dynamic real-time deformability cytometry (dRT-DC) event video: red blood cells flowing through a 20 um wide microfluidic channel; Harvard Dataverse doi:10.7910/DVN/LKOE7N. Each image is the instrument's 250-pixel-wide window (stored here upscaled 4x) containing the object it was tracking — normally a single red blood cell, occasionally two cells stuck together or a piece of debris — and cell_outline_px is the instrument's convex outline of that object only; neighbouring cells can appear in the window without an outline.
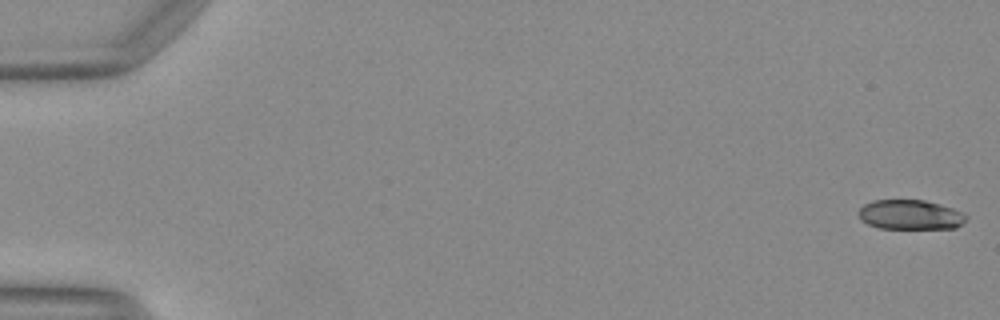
{"species": "Egyptian fruit bat (a non-hibernating species)", "species_latin": "Rousettus aegyptiacus", "temperature_condition": "warm", "stored_images_in_passage": 14, "camera_frame_rate_fps": 3000, "um_per_image_px": 0.085, "animal": {"sex": "female"}, "frame": {"image": 1, "passage_image": 1, "time_ms": 0.0, "image_size_px": [1000, 320], "cell_outline_px": [[968, 216], [956, 228], [880, 228], [868, 224], [860, 220], [856, 212], [864, 204], [872, 200], [924, 200], [940, 204], [952, 208]], "centroid_in_image_um": [77.31, 18.24], "position_along_channel_um": 7.7, "area_um2": 18.55}}
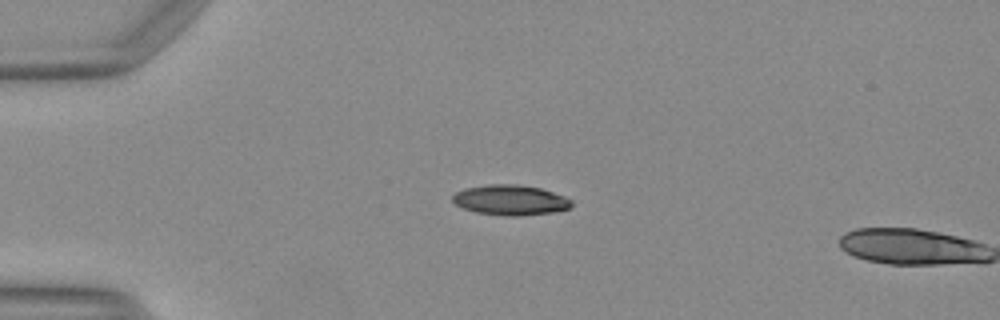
{"frame": {"image": 2, "passage_image": 13, "time_ms": 4.0, "image_size_px": [1000, 320], "cell_outline_px": [[572, 204], [568, 208], [552, 212], [516, 216], [504, 216], [476, 212], [464, 208], [456, 204], [452, 200], [452, 196], [456, 192], [464, 188], [488, 184], [516, 184], [540, 188], [564, 196], [572, 200]], "centroid_in_image_um": [43.36, 17.0], "position_along_channel_um": 41.6, "area_um2": 20.81}}